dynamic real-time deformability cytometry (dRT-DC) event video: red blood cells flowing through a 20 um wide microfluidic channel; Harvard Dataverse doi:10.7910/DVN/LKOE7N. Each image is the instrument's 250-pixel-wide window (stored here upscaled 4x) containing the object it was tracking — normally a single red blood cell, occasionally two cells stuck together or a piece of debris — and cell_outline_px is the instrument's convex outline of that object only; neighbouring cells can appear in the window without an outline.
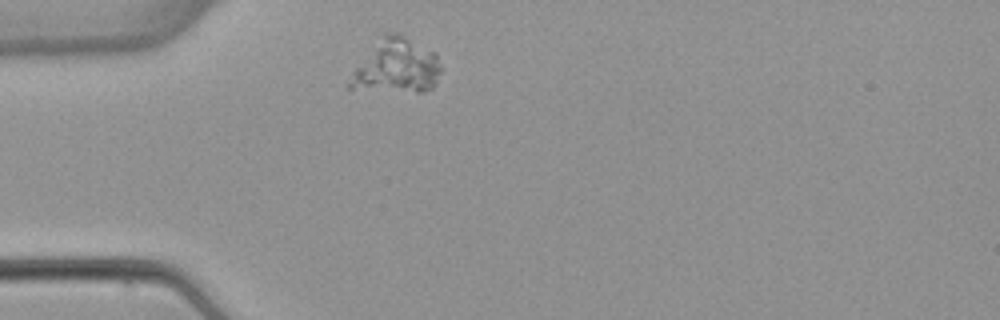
{"species": "common noctule bat (a hibernating species)", "species_latin": "Nyctalus noctula", "temperature_condition": "warm", "stored_images_in_passage": 2, "camera_frame_rate_fps": 3000, "um_per_image_px": 0.085, "animal": {"sex": "female", "body_mass_g": 22.7, "forearm_length_mm": 54.2}, "frame": {"image": 1, "passage_image": 1, "time_ms": 0.0, "image_size_px": [1000, 320], "cell_outline_px": [[440, 72], [436, 84], [432, 88], [424, 92], [416, 92], [348, 88], [348, 84], [352, 72], [384, 36], [388, 32], [396, 32], [436, 52], [440, 68]], "centroid_in_image_um": [33.76, 5.66], "position_along_channel_um": 51.2, "area_um2": 28.03}}